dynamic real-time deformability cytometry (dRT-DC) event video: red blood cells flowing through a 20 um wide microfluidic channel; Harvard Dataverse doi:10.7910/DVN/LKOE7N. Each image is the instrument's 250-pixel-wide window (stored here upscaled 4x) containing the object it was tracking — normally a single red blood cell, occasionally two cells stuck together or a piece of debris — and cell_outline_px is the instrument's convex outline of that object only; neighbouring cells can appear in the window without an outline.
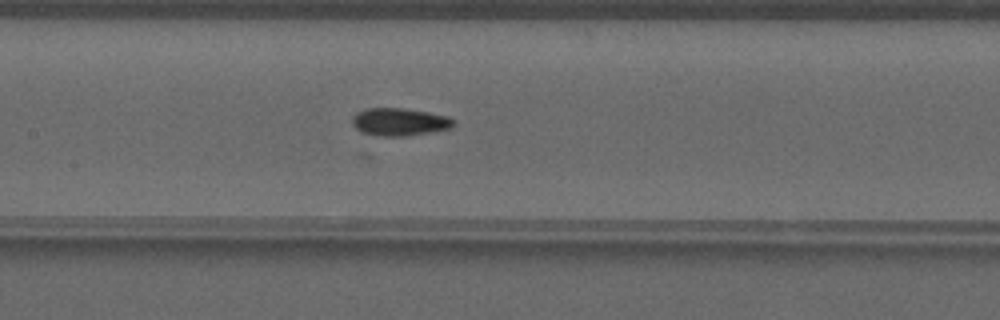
{"species": "common noctule bat (a hibernating species)", "species_latin": "Nyctalus noctula", "temperature_condition": "warm", "stored_images_in_passage": 53, "camera_frame_rate_fps": 3000, "um_per_image_px": 0.085, "animal": {"sex": "male", "forearm_length_mm": 52.5}, "frame": {"image": 1, "passage_image": 27, "time_ms": 8.667, "image_size_px": [1000, 320], "cell_outline_px": [[456, 124], [452, 128], [432, 132], [404, 136], [380, 136], [360, 132], [352, 124], [352, 116], [356, 112], [368, 108], [404, 108], [428, 112], [448, 116], [456, 120]], "centroid_in_image_um": [33.98, 10.36], "position_along_channel_um": 173.4, "area_um2": 16.59}}
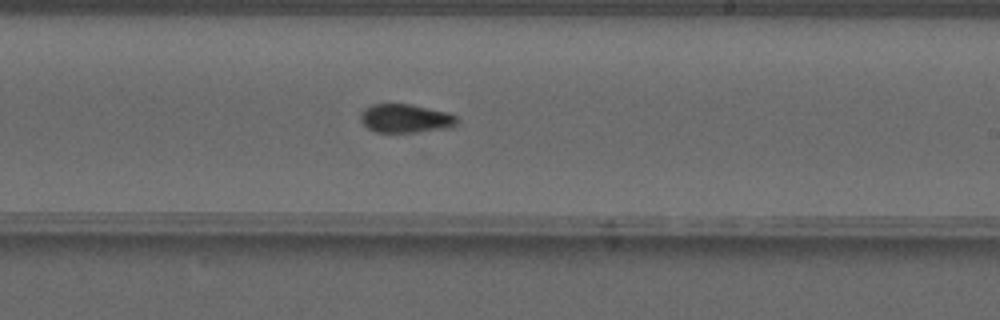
{"frame": {"image": 2, "passage_image": 33, "time_ms": 10.667, "image_size_px": [1000, 320], "cell_outline_px": [[456, 124], [448, 128], [416, 132], [376, 132], [368, 128], [360, 120], [360, 112], [364, 108], [372, 104], [408, 104], [448, 112], [456, 116]], "centroid_in_image_um": [34.43, 10.06], "position_along_channel_um": 254.6, "area_um2": 16.01}}
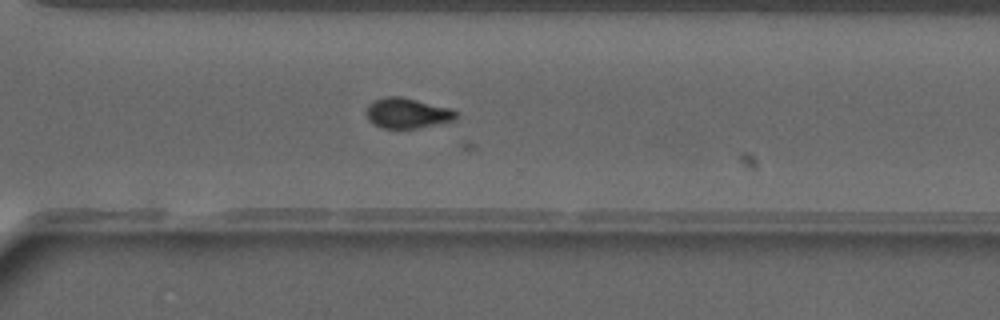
{"frame": {"image": 3, "passage_image": 39, "time_ms": 12.667, "image_size_px": [1000, 320], "cell_outline_px": [[460, 116], [456, 120], [416, 128], [380, 128], [372, 124], [368, 120], [368, 104], [376, 100], [388, 96], [400, 96], [448, 108], [456, 112]], "centroid_in_image_um": [34.62, 9.63], "position_along_channel_um": 336.0, "area_um2": 15.61}}